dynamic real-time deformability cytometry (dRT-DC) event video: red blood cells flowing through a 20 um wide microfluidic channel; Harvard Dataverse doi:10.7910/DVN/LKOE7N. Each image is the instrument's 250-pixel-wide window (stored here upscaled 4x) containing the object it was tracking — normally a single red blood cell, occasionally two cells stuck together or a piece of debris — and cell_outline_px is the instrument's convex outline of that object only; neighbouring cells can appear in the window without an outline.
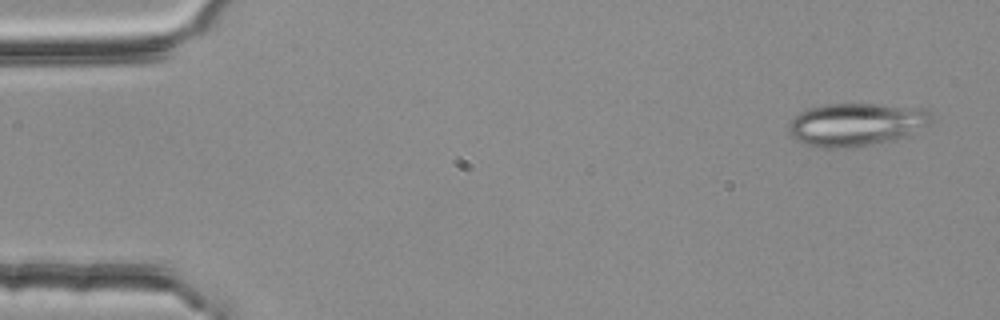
{"species": "common noctule bat (a hibernating species)", "species_latin": "Nyctalus noctula", "temperature_condition": "room temperature", "stored_images_in_passage": 4, "camera_frame_rate_fps": 3000, "um_per_image_px": 0.085, "animal": {"sex": "female", "body_mass_g": 25.1}, "frame": {"image": 1, "passage_image": 1, "time_ms": 0.0, "image_size_px": [1000, 320], "cell_outline_px": [[932, 108], [928, 124], [904, 136], [892, 140], [872, 144], [848, 148], [824, 148], [804, 144], [796, 140], [792, 136], [788, 128], [788, 124], [800, 112], [824, 104], [880, 104]], "centroid_in_image_um": [72.78, 10.57], "position_along_channel_um": 12.2, "area_um2": 35.6}}